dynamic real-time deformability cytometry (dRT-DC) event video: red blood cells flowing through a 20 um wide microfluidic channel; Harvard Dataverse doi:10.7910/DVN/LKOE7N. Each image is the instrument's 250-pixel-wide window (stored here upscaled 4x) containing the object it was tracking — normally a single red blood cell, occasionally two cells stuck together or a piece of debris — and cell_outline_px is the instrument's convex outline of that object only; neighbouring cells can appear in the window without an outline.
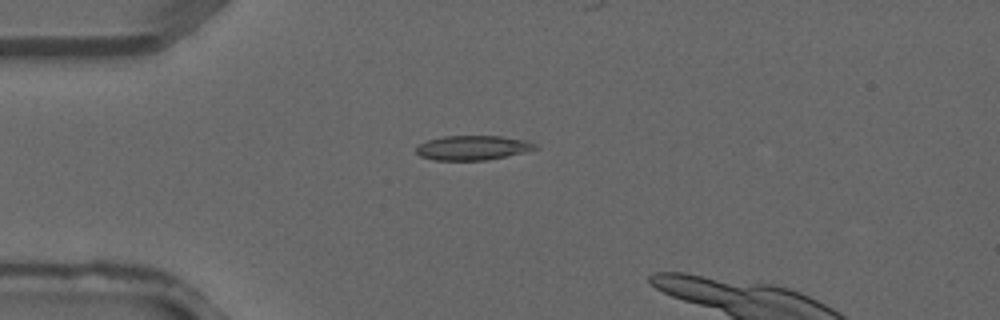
{"species": "common noctule bat (a hibernating species)", "species_latin": "Nyctalus noctula", "temperature_condition": "warm", "stored_images_in_passage": 2, "camera_frame_rate_fps": 3000, "um_per_image_px": 0.085, "animal": {"sex": "male", "forearm_length_mm": 52.5}, "frame": {"image": 1, "passage_image": 1, "time_ms": 0.0, "image_size_px": [1000, 320], "cell_outline_px": [[540, 148], [524, 152], [488, 160], [432, 160], [420, 156], [416, 152], [416, 144], [428, 140], [444, 136], [500, 136], [528, 140], [536, 144]], "centroid_in_image_um": [40.18, 12.56], "position_along_channel_um": 44.8, "area_um2": 17.17}}